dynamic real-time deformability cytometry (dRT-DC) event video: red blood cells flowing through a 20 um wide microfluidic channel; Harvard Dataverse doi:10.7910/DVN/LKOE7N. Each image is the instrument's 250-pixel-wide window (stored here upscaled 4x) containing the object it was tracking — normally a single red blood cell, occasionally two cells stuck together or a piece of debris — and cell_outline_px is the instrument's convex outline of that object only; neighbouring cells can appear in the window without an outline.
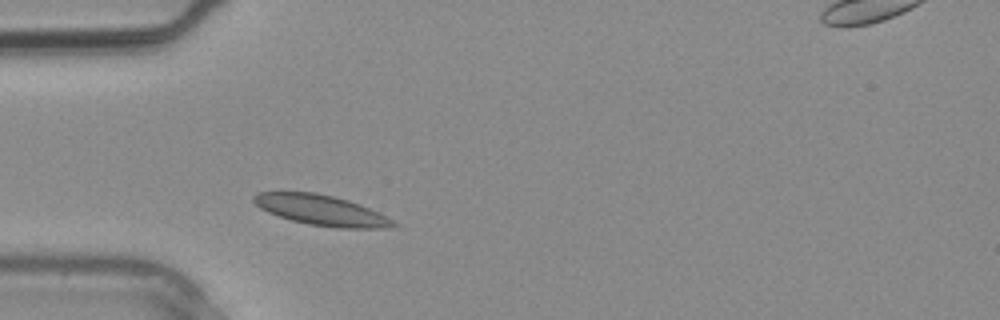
{"species": "common noctule bat (a hibernating species)", "species_latin": "Nyctalus noctula", "temperature_condition": "warm", "stored_images_in_passage": 2, "segment_of_instrument_passage": [1, 2], "camera_frame_rate_fps": 3000, "um_per_image_px": 0.085, "animal": {"sex": "male", "body_mass_g": 20.4}, "frame": {"image": 1, "passage_image": 1, "time_ms": 0.0, "image_size_px": [1000, 320], "cell_outline_px": [[400, 224], [388, 228], [340, 228], [308, 224], [292, 220], [268, 212], [260, 208], [252, 200], [252, 196], [256, 192], [316, 192], [348, 200], [360, 204]], "centroid_in_image_um": [27.28, 17.86], "position_along_channel_um": 57.7, "area_um2": 24.45}}